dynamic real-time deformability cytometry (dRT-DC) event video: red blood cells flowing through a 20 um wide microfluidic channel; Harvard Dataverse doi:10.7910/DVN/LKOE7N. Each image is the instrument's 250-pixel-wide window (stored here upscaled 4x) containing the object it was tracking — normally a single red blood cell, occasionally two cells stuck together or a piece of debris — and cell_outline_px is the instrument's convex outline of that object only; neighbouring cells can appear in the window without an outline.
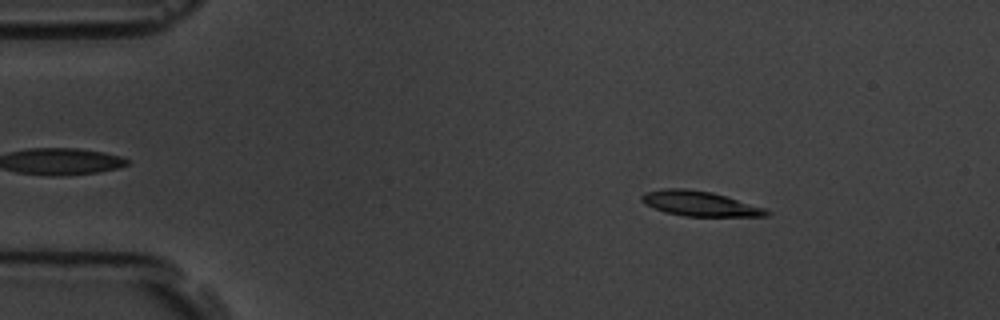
{"species": "common noctule bat (a hibernating species)", "species_latin": "Nyctalus noctula", "temperature_condition": "room temperature", "stored_images_in_passage": 57, "camera_frame_rate_fps": 3000, "um_per_image_px": 0.085, "animal": {"sex": "male", "body_mass_g": 19.5, "forearm_length_mm": 54.6}, "frame": {"image": 1, "passage_image": 8, "time_ms": 2.333, "image_size_px": [1000, 320], "cell_outline_px": [[772, 212], [768, 216], [684, 216], [664, 212], [652, 208], [644, 204], [640, 200], [640, 196], [644, 192], [660, 188], [684, 188], [712, 192], [764, 208]], "centroid_in_image_um": [59.39, 17.3], "position_along_channel_um": 25.6, "area_um2": 18.26}}
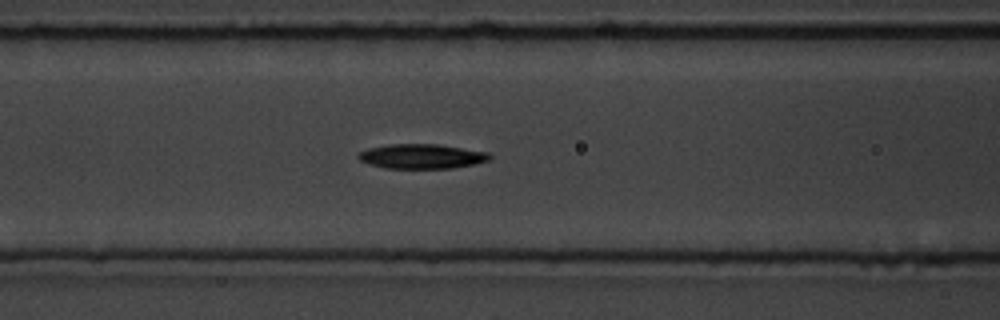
{"frame": {"image": 2, "passage_image": 23, "time_ms": 7.333, "image_size_px": [1000, 320], "cell_outline_px": [[492, 156], [488, 160], [472, 164], [452, 168], [384, 168], [368, 164], [360, 160], [356, 156], [360, 152], [368, 148], [388, 144], [436, 144], [488, 152]], "centroid_in_image_um": [35.8, 13.28], "position_along_channel_um": 130.8, "area_um2": 18.73}}
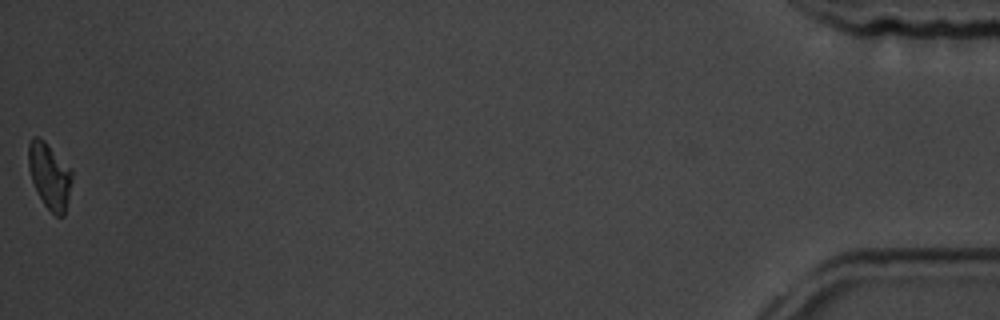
{"frame": {"image": 3, "passage_image": 57, "time_ms": 18.667, "image_size_px": [1000, 320], "cell_outline_px": [[72, 180], [64, 216], [56, 216], [44, 204], [32, 180], [28, 168], [28, 144], [32, 136], [36, 136], [44, 140], [72, 168]], "centroid_in_image_um": [4.22, 14.9], "position_along_channel_um": 431.0, "area_um2": 16.7}, "authors_computed_cell_mechanics": {"area_um2": 17.918, "velocity_mm_per_s": 3.5207, "shape_relaxation_time_tau1_ms": 3.497, "shape_relaxation_time_tau2_ms": null, "deformation_change_tau1": 0.1337, "deformation_change_tau2": null}}